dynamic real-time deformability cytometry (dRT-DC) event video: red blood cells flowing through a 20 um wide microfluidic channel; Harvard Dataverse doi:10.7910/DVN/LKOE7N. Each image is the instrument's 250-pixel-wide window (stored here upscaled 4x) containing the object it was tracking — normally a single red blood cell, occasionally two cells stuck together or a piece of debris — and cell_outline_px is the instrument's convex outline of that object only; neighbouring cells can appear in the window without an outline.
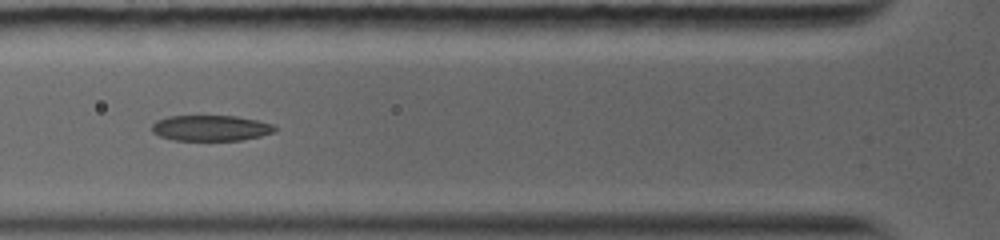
{"species": "common noctule bat (a hibernating species)", "species_latin": "Nyctalus noctula", "temperature_condition": "warm", "stored_images_in_passage": 29, "camera_frame_rate_fps": 5000, "um_per_image_px": 0.085, "animal": {"sex": "female", "body_mass_g": 19.0, "forearm_length_mm": 56.7}, "frame": {"image": 1, "passage_image": 7, "time_ms": 4.0, "image_size_px": [1000, 240], "cell_outline_px": [[276, 128], [272, 132], [260, 136], [240, 140], [172, 140], [160, 136], [152, 132], [152, 124], [156, 120], [168, 116], [236, 116], [256, 120], [272, 124]], "centroid_in_image_um": [17.86, 10.88], "position_along_channel_um": 107.9, "area_um2": 18.26}}
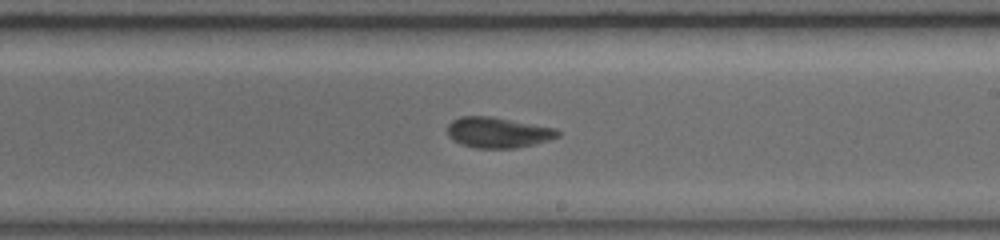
{"frame": {"image": 2, "passage_image": 13, "time_ms": 7.4, "image_size_px": [1000, 240], "cell_outline_px": [[560, 136], [548, 140], [516, 148], [476, 148], [460, 144], [452, 140], [448, 136], [448, 124], [452, 120], [460, 116], [492, 116], [556, 128], [560, 132]], "centroid_in_image_um": [42.3, 11.25], "position_along_channel_um": 246.7, "area_um2": 19.77}}
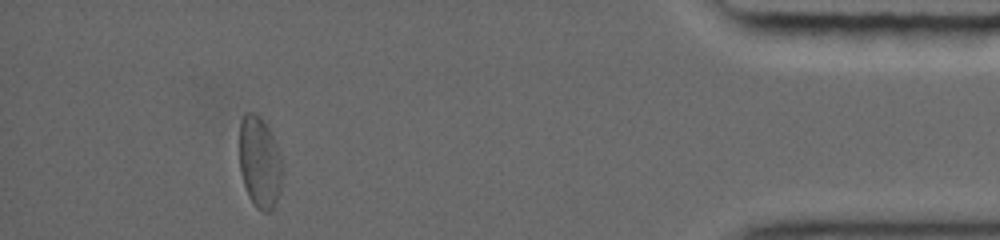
{"frame": {"image": 3, "passage_image": 26, "time_ms": 13.0, "image_size_px": [1000, 240], "cell_outline_px": [[284, 172], [276, 200], [272, 208], [268, 212], [264, 212], [256, 208], [248, 196], [240, 172], [240, 120], [244, 112], [252, 112], [260, 116], [276, 140]], "centroid_in_image_um": [22.07, 13.77], "position_along_channel_um": 413.1, "area_um2": 23.06}, "authors_computed_cell_mechanics": {"area_um2": 20.6346, "velocity_mm_per_s": 4.0899, "shape_relaxation_time_tau1_ms": 6.6767, "shape_relaxation_time_tau2_ms": 2.5441, "deformation_change_tau1": 0.1476, "deformation_change_tau2": 0.0829}}